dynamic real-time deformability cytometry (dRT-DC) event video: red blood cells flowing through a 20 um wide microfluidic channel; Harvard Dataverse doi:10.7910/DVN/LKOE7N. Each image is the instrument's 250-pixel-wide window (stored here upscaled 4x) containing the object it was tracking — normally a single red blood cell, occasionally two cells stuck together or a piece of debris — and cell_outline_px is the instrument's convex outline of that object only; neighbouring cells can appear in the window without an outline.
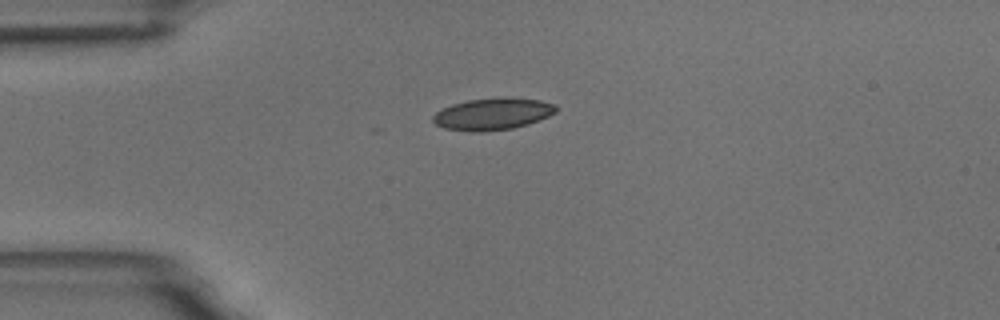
{"species": "common noctule bat (a hibernating species)", "species_latin": "Nyctalus noctula", "temperature_condition": "room temperature", "stored_images_in_passage": 7, "camera_frame_rate_fps": 3000, "um_per_image_px": 0.085, "animal": {"sex": "male", "body_mass_g": 18.8}, "frame": {"image": 1, "passage_image": 1, "time_ms": 0.0, "image_size_px": [1000, 320], "cell_outline_px": [[556, 112], [540, 120], [528, 124], [512, 128], [480, 132], [472, 132], [444, 128], [436, 124], [432, 120], [432, 116], [436, 112], [452, 104], [468, 100], [500, 96], [508, 96], [540, 100], [556, 104]], "centroid_in_image_um": [41.89, 9.67], "position_along_channel_um": 43.1, "area_um2": 23.12}}